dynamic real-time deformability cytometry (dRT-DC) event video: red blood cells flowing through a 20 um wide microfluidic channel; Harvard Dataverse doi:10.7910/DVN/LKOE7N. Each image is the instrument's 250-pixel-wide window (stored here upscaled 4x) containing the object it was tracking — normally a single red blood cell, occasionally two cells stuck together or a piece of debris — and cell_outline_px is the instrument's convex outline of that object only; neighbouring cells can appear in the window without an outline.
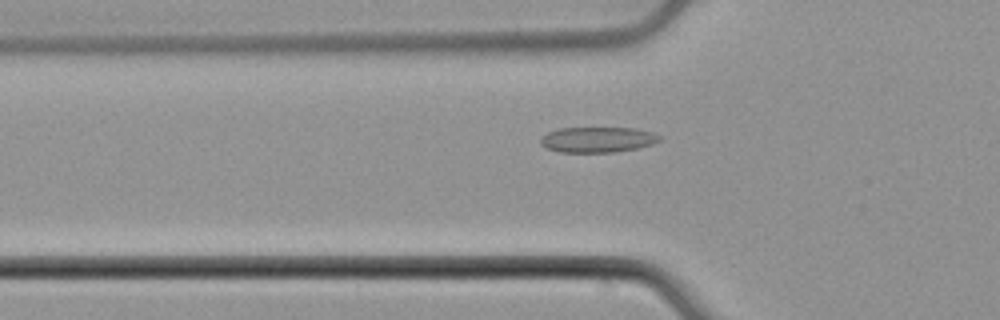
{"species": "common noctule bat (a hibernating species)", "species_latin": "Nyctalus noctula", "temperature_condition": "cold", "stored_images_in_passage": 51, "camera_frame_rate_fps": 3000, "um_per_image_px": 0.085, "animal": {"sex": "male", "body_mass_g": 21.5, "forearm_length_mm": 52.0}, "frame": {"image": 1, "passage_image": 16, "time_ms": 5.0, "image_size_px": [1000, 320], "cell_outline_px": [[660, 140], [652, 144], [636, 148], [616, 152], [560, 152], [544, 148], [540, 144], [540, 136], [556, 128], [636, 128], [652, 132], [660, 136]], "centroid_in_image_um": [50.74, 11.86], "position_along_channel_um": 75.1, "area_um2": 17.8}}
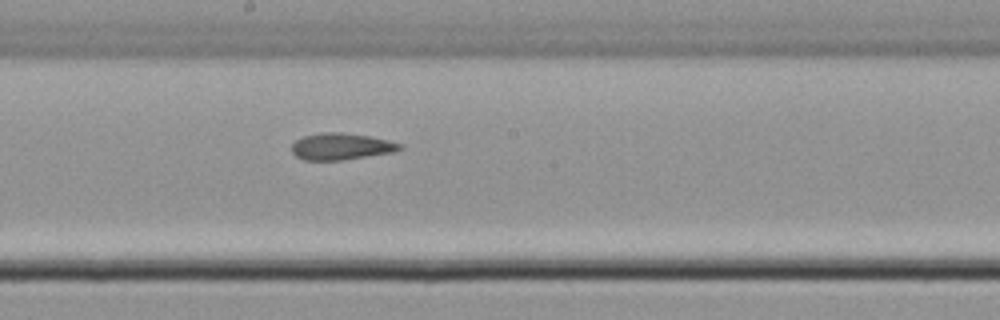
{"frame": {"image": 2, "passage_image": 27, "time_ms": 8.667, "image_size_px": [1000, 320], "cell_outline_px": [[404, 148], [392, 152], [340, 160], [304, 160], [296, 156], [292, 152], [292, 144], [296, 140], [304, 136], [324, 132], [340, 132], [368, 136], [388, 140], [404, 144]], "centroid_in_image_um": [29.0, 12.44], "position_along_channel_um": 219.2, "area_um2": 16.65}}
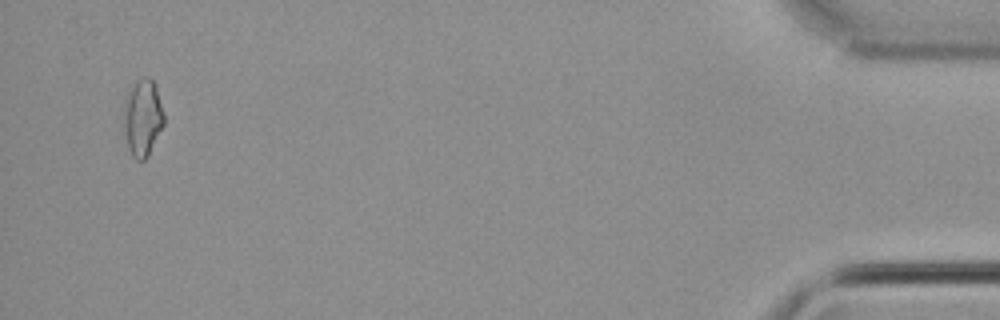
{"frame": {"image": 3, "passage_image": 49, "time_ms": 16.0, "image_size_px": [1000, 320], "cell_outline_px": [[164, 124], [148, 156], [144, 160], [136, 160], [132, 156], [128, 148], [124, 132], [124, 96], [140, 80], [148, 76], [156, 84], [164, 112]], "centroid_in_image_um": [12.13, 10.03], "position_along_channel_um": 423.1, "area_um2": 18.03}, "authors_computed_cell_mechanics": {"area_um2": 17.2244, "velocity_mm_per_s": 3.9261, "shape_relaxation_time_tau1_ms": null, "shape_relaxation_time_tau2_ms": 3.9812, "deformation_change_tau1": null, "deformation_change_tau2": 0.0931}}